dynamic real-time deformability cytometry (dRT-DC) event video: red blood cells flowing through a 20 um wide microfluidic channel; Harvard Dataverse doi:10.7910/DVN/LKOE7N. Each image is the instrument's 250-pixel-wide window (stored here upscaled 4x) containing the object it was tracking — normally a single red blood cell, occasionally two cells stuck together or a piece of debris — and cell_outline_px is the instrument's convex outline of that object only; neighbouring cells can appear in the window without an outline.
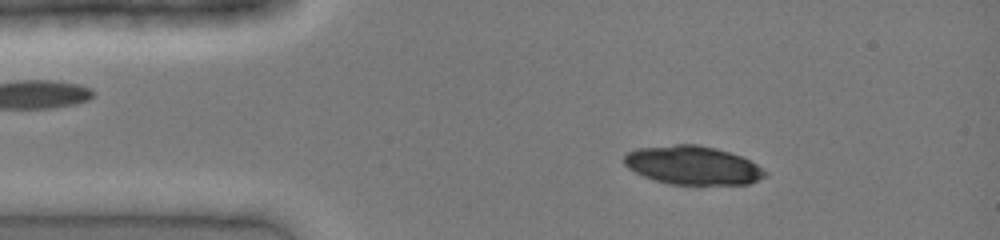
{"species": "common noctule bat (a hibernating species)", "species_latin": "Nyctalus noctula", "temperature_condition": "cold", "stored_images_in_passage": 37, "camera_frame_rate_fps": 3000, "um_per_image_px": 0.085, "animal": {"sex": "female", "body_mass_g": 19.0, "forearm_length_mm": 51.5}, "frame": {"image": 1, "passage_image": 5, "time_ms": 1.333, "image_size_px": [1000, 240], "cell_outline_px": [[768, 176], [748, 184], [668, 184], [644, 176], [628, 168], [624, 164], [624, 156], [628, 152], [636, 148], [676, 144], [696, 144], [716, 148], [740, 156], [756, 164], [768, 172]], "centroid_in_image_um": [58.88, 14.05], "position_along_channel_um": 26.1, "area_um2": 31.62}}